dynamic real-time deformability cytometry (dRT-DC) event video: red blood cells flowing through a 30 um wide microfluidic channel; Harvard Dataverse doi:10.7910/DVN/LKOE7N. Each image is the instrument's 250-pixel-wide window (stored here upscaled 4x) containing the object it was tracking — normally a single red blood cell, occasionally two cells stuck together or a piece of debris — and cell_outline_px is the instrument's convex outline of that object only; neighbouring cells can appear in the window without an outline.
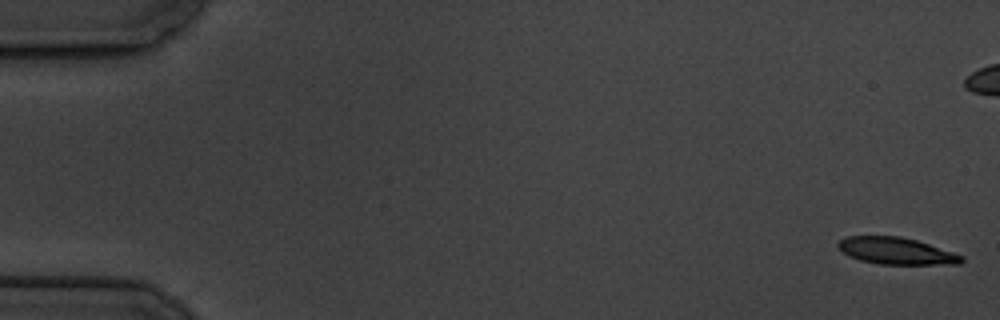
{"species": "common noctule bat (a hibernating species)", "species_latin": "Nyctalus noctula", "temperature_condition": "cold", "stored_images_in_passage": 6, "camera_frame_rate_fps": 3000, "um_per_image_px": 0.085, "animal": {"sex": "male", "body_mass_g": 19.5, "forearm_length_mm": 54.6}, "frame": {"image": 1, "passage_image": 1, "time_ms": 0.0, "image_size_px": [1000, 320], "cell_outline_px": [[964, 260], [960, 264], [880, 264], [860, 260], [848, 256], [836, 244], [840, 240], [848, 236], [900, 236], [916, 240], [964, 256]], "centroid_in_image_um": [76.18, 21.33], "position_along_channel_um": 8.8, "area_um2": 19.13}}